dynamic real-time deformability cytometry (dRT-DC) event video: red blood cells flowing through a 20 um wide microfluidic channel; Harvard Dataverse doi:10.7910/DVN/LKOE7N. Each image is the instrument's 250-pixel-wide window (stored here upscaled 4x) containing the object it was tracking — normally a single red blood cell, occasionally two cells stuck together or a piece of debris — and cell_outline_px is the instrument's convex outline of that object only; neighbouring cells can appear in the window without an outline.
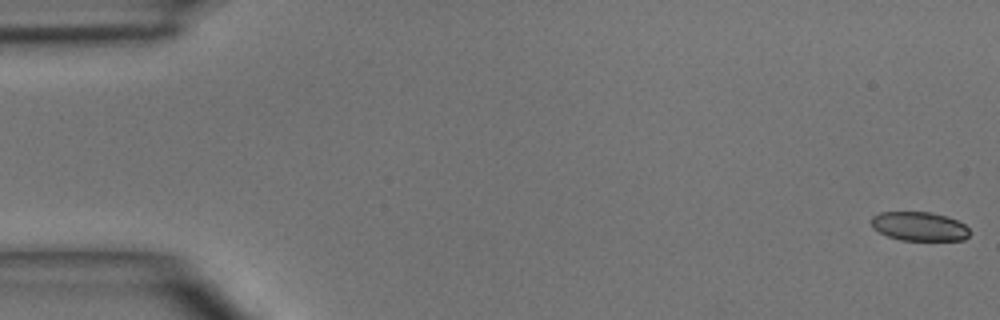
{"species": "common noctule bat (a hibernating species)", "species_latin": "Nyctalus noctula", "temperature_condition": "room temperature", "stored_images_in_passage": 5, "camera_frame_rate_fps": 3000, "um_per_image_px": 0.085, "animal": {"sex": "male", "body_mass_g": 15.6}, "frame": {"image": 1, "passage_image": 1, "time_ms": 0.0, "image_size_px": [1000, 320], "cell_outline_px": [[968, 236], [964, 240], [900, 240], [888, 236], [872, 228], [872, 216], [880, 212], [932, 212], [948, 216], [964, 224], [968, 228]], "centroid_in_image_um": [78.13, 19.23], "position_along_channel_um": 6.9, "area_um2": 16.59}}